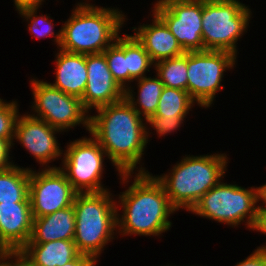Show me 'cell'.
<instances>
[{
  "instance_id": "34",
  "label": "cell",
  "mask_w": 266,
  "mask_h": 266,
  "mask_svg": "<svg viewBox=\"0 0 266 266\" xmlns=\"http://www.w3.org/2000/svg\"><path fill=\"white\" fill-rule=\"evenodd\" d=\"M92 261L93 260L89 256L80 254L77 258L61 266H88Z\"/></svg>"
},
{
  "instance_id": "24",
  "label": "cell",
  "mask_w": 266,
  "mask_h": 266,
  "mask_svg": "<svg viewBox=\"0 0 266 266\" xmlns=\"http://www.w3.org/2000/svg\"><path fill=\"white\" fill-rule=\"evenodd\" d=\"M126 64L129 70V86L135 80L141 79L144 76L150 74L152 76L150 71L154 69V63L143 45L132 33L126 34Z\"/></svg>"
},
{
  "instance_id": "4",
  "label": "cell",
  "mask_w": 266,
  "mask_h": 266,
  "mask_svg": "<svg viewBox=\"0 0 266 266\" xmlns=\"http://www.w3.org/2000/svg\"><path fill=\"white\" fill-rule=\"evenodd\" d=\"M221 152V153H220ZM186 155L171 164L170 170L155 175L163 185L171 205L179 212H189L199 199L226 177L229 155L220 151Z\"/></svg>"
},
{
  "instance_id": "6",
  "label": "cell",
  "mask_w": 266,
  "mask_h": 266,
  "mask_svg": "<svg viewBox=\"0 0 266 266\" xmlns=\"http://www.w3.org/2000/svg\"><path fill=\"white\" fill-rule=\"evenodd\" d=\"M224 179L207 191L188 213L232 228L244 224L250 231L260 205V188L253 185L245 188Z\"/></svg>"
},
{
  "instance_id": "11",
  "label": "cell",
  "mask_w": 266,
  "mask_h": 266,
  "mask_svg": "<svg viewBox=\"0 0 266 266\" xmlns=\"http://www.w3.org/2000/svg\"><path fill=\"white\" fill-rule=\"evenodd\" d=\"M150 5L185 52L204 51L202 0H155Z\"/></svg>"
},
{
  "instance_id": "29",
  "label": "cell",
  "mask_w": 266,
  "mask_h": 266,
  "mask_svg": "<svg viewBox=\"0 0 266 266\" xmlns=\"http://www.w3.org/2000/svg\"><path fill=\"white\" fill-rule=\"evenodd\" d=\"M235 264L234 266H266V242Z\"/></svg>"
},
{
  "instance_id": "33",
  "label": "cell",
  "mask_w": 266,
  "mask_h": 266,
  "mask_svg": "<svg viewBox=\"0 0 266 266\" xmlns=\"http://www.w3.org/2000/svg\"><path fill=\"white\" fill-rule=\"evenodd\" d=\"M46 0H13L15 11L19 12L27 8H40Z\"/></svg>"
},
{
  "instance_id": "16",
  "label": "cell",
  "mask_w": 266,
  "mask_h": 266,
  "mask_svg": "<svg viewBox=\"0 0 266 266\" xmlns=\"http://www.w3.org/2000/svg\"><path fill=\"white\" fill-rule=\"evenodd\" d=\"M148 13L146 18H152L147 20L150 24L137 23V27L134 26L130 30L143 45L153 63L183 55L185 51L166 24L153 11Z\"/></svg>"
},
{
  "instance_id": "30",
  "label": "cell",
  "mask_w": 266,
  "mask_h": 266,
  "mask_svg": "<svg viewBox=\"0 0 266 266\" xmlns=\"http://www.w3.org/2000/svg\"><path fill=\"white\" fill-rule=\"evenodd\" d=\"M12 143L9 140L0 138V171L15 165L12 153Z\"/></svg>"
},
{
  "instance_id": "19",
  "label": "cell",
  "mask_w": 266,
  "mask_h": 266,
  "mask_svg": "<svg viewBox=\"0 0 266 266\" xmlns=\"http://www.w3.org/2000/svg\"><path fill=\"white\" fill-rule=\"evenodd\" d=\"M20 252L34 266H61L81 254L73 240L27 243Z\"/></svg>"
},
{
  "instance_id": "27",
  "label": "cell",
  "mask_w": 266,
  "mask_h": 266,
  "mask_svg": "<svg viewBox=\"0 0 266 266\" xmlns=\"http://www.w3.org/2000/svg\"><path fill=\"white\" fill-rule=\"evenodd\" d=\"M19 100L6 101L0 97V138L9 140L13 144L15 124L20 114Z\"/></svg>"
},
{
  "instance_id": "10",
  "label": "cell",
  "mask_w": 266,
  "mask_h": 266,
  "mask_svg": "<svg viewBox=\"0 0 266 266\" xmlns=\"http://www.w3.org/2000/svg\"><path fill=\"white\" fill-rule=\"evenodd\" d=\"M238 57L226 51L187 52V92L202 109H210L225 86L224 74L234 70Z\"/></svg>"
},
{
  "instance_id": "15",
  "label": "cell",
  "mask_w": 266,
  "mask_h": 266,
  "mask_svg": "<svg viewBox=\"0 0 266 266\" xmlns=\"http://www.w3.org/2000/svg\"><path fill=\"white\" fill-rule=\"evenodd\" d=\"M30 202L0 203V251H20L30 240Z\"/></svg>"
},
{
  "instance_id": "21",
  "label": "cell",
  "mask_w": 266,
  "mask_h": 266,
  "mask_svg": "<svg viewBox=\"0 0 266 266\" xmlns=\"http://www.w3.org/2000/svg\"><path fill=\"white\" fill-rule=\"evenodd\" d=\"M18 165L0 171V203L30 202V168Z\"/></svg>"
},
{
  "instance_id": "37",
  "label": "cell",
  "mask_w": 266,
  "mask_h": 266,
  "mask_svg": "<svg viewBox=\"0 0 266 266\" xmlns=\"http://www.w3.org/2000/svg\"><path fill=\"white\" fill-rule=\"evenodd\" d=\"M98 262L100 261L93 260L88 266H96L98 265Z\"/></svg>"
},
{
  "instance_id": "12",
  "label": "cell",
  "mask_w": 266,
  "mask_h": 266,
  "mask_svg": "<svg viewBox=\"0 0 266 266\" xmlns=\"http://www.w3.org/2000/svg\"><path fill=\"white\" fill-rule=\"evenodd\" d=\"M60 134L64 135L61 130L25 112L17 118L12 149L19 143L33 156L40 169L59 168L53 162L62 160L63 148L57 139Z\"/></svg>"
},
{
  "instance_id": "17",
  "label": "cell",
  "mask_w": 266,
  "mask_h": 266,
  "mask_svg": "<svg viewBox=\"0 0 266 266\" xmlns=\"http://www.w3.org/2000/svg\"><path fill=\"white\" fill-rule=\"evenodd\" d=\"M57 50V51H56ZM55 50V80L50 84L62 92L82 98L87 85L86 54Z\"/></svg>"
},
{
  "instance_id": "2",
  "label": "cell",
  "mask_w": 266,
  "mask_h": 266,
  "mask_svg": "<svg viewBox=\"0 0 266 266\" xmlns=\"http://www.w3.org/2000/svg\"><path fill=\"white\" fill-rule=\"evenodd\" d=\"M94 111V114L90 113L92 115L88 134L104 149L117 175L149 172L142 161L149 144L146 120L125 98Z\"/></svg>"
},
{
  "instance_id": "28",
  "label": "cell",
  "mask_w": 266,
  "mask_h": 266,
  "mask_svg": "<svg viewBox=\"0 0 266 266\" xmlns=\"http://www.w3.org/2000/svg\"><path fill=\"white\" fill-rule=\"evenodd\" d=\"M186 118L187 117L165 118V117L151 115L146 120L148 143H150V141L152 140L151 139L152 136L155 134L158 138L164 137V139L165 135L166 136L169 134L172 135L174 134V132L176 134L179 130H181L180 128L184 126Z\"/></svg>"
},
{
  "instance_id": "38",
  "label": "cell",
  "mask_w": 266,
  "mask_h": 266,
  "mask_svg": "<svg viewBox=\"0 0 266 266\" xmlns=\"http://www.w3.org/2000/svg\"><path fill=\"white\" fill-rule=\"evenodd\" d=\"M168 265H163V266H177V265H175V263H174V265H172L173 263H171L170 265H169V263H167ZM178 266H180V265H178ZM182 266V265H181ZM184 266V265H183ZM185 266H189L188 264L187 265H185ZM190 266H195V265H190ZM197 266H199L198 264H197Z\"/></svg>"
},
{
  "instance_id": "1",
  "label": "cell",
  "mask_w": 266,
  "mask_h": 266,
  "mask_svg": "<svg viewBox=\"0 0 266 266\" xmlns=\"http://www.w3.org/2000/svg\"><path fill=\"white\" fill-rule=\"evenodd\" d=\"M118 179L126 189L115 194L118 236L160 239L169 232L173 226L171 216L177 210L155 176L151 172L121 173Z\"/></svg>"
},
{
  "instance_id": "31",
  "label": "cell",
  "mask_w": 266,
  "mask_h": 266,
  "mask_svg": "<svg viewBox=\"0 0 266 266\" xmlns=\"http://www.w3.org/2000/svg\"><path fill=\"white\" fill-rule=\"evenodd\" d=\"M251 231L259 232L263 235H266V208L261 205H259L258 207L256 219L250 232Z\"/></svg>"
},
{
  "instance_id": "20",
  "label": "cell",
  "mask_w": 266,
  "mask_h": 266,
  "mask_svg": "<svg viewBox=\"0 0 266 266\" xmlns=\"http://www.w3.org/2000/svg\"><path fill=\"white\" fill-rule=\"evenodd\" d=\"M134 84V85H133ZM137 93L134 92L136 91ZM164 84L159 77L154 74L144 76L135 80L124 92L125 100L139 113V115L147 120L151 115L156 113Z\"/></svg>"
},
{
  "instance_id": "9",
  "label": "cell",
  "mask_w": 266,
  "mask_h": 266,
  "mask_svg": "<svg viewBox=\"0 0 266 266\" xmlns=\"http://www.w3.org/2000/svg\"><path fill=\"white\" fill-rule=\"evenodd\" d=\"M89 135L70 140L66 146L64 145L62 160L58 167L77 193L111 190L102 181L103 174H106L105 160L109 159L99 142Z\"/></svg>"
},
{
  "instance_id": "26",
  "label": "cell",
  "mask_w": 266,
  "mask_h": 266,
  "mask_svg": "<svg viewBox=\"0 0 266 266\" xmlns=\"http://www.w3.org/2000/svg\"><path fill=\"white\" fill-rule=\"evenodd\" d=\"M122 34L103 51V54L114 80L125 91L129 87V70L126 64V33Z\"/></svg>"
},
{
  "instance_id": "13",
  "label": "cell",
  "mask_w": 266,
  "mask_h": 266,
  "mask_svg": "<svg viewBox=\"0 0 266 266\" xmlns=\"http://www.w3.org/2000/svg\"><path fill=\"white\" fill-rule=\"evenodd\" d=\"M77 192L59 168L30 169L29 200L33 218L73 205Z\"/></svg>"
},
{
  "instance_id": "5",
  "label": "cell",
  "mask_w": 266,
  "mask_h": 266,
  "mask_svg": "<svg viewBox=\"0 0 266 266\" xmlns=\"http://www.w3.org/2000/svg\"><path fill=\"white\" fill-rule=\"evenodd\" d=\"M114 191L77 193L74 243L81 254L100 261L106 246L118 238Z\"/></svg>"
},
{
  "instance_id": "14",
  "label": "cell",
  "mask_w": 266,
  "mask_h": 266,
  "mask_svg": "<svg viewBox=\"0 0 266 266\" xmlns=\"http://www.w3.org/2000/svg\"><path fill=\"white\" fill-rule=\"evenodd\" d=\"M87 85L82 95L84 107L95 109L124 99V90L114 80L103 53L86 54Z\"/></svg>"
},
{
  "instance_id": "18",
  "label": "cell",
  "mask_w": 266,
  "mask_h": 266,
  "mask_svg": "<svg viewBox=\"0 0 266 266\" xmlns=\"http://www.w3.org/2000/svg\"><path fill=\"white\" fill-rule=\"evenodd\" d=\"M74 235L75 210L72 205L52 214L33 218L32 233L27 243L73 240Z\"/></svg>"
},
{
  "instance_id": "36",
  "label": "cell",
  "mask_w": 266,
  "mask_h": 266,
  "mask_svg": "<svg viewBox=\"0 0 266 266\" xmlns=\"http://www.w3.org/2000/svg\"><path fill=\"white\" fill-rule=\"evenodd\" d=\"M0 266H7V251H0Z\"/></svg>"
},
{
  "instance_id": "25",
  "label": "cell",
  "mask_w": 266,
  "mask_h": 266,
  "mask_svg": "<svg viewBox=\"0 0 266 266\" xmlns=\"http://www.w3.org/2000/svg\"><path fill=\"white\" fill-rule=\"evenodd\" d=\"M153 70L164 86L187 91V52L157 62Z\"/></svg>"
},
{
  "instance_id": "23",
  "label": "cell",
  "mask_w": 266,
  "mask_h": 266,
  "mask_svg": "<svg viewBox=\"0 0 266 266\" xmlns=\"http://www.w3.org/2000/svg\"><path fill=\"white\" fill-rule=\"evenodd\" d=\"M38 11H41L40 8H27L17 13L22 18L23 22H26V29L33 38H37V40L47 37L52 38L51 41L54 42L53 45L55 44L57 47L56 49H58L61 43V28L55 30L54 27L58 25L54 23V18L50 16L51 14H42Z\"/></svg>"
},
{
  "instance_id": "32",
  "label": "cell",
  "mask_w": 266,
  "mask_h": 266,
  "mask_svg": "<svg viewBox=\"0 0 266 266\" xmlns=\"http://www.w3.org/2000/svg\"><path fill=\"white\" fill-rule=\"evenodd\" d=\"M7 266H34L20 251H7Z\"/></svg>"
},
{
  "instance_id": "7",
  "label": "cell",
  "mask_w": 266,
  "mask_h": 266,
  "mask_svg": "<svg viewBox=\"0 0 266 266\" xmlns=\"http://www.w3.org/2000/svg\"><path fill=\"white\" fill-rule=\"evenodd\" d=\"M240 0H202L204 50L239 55L238 41L249 31L253 10Z\"/></svg>"
},
{
  "instance_id": "35",
  "label": "cell",
  "mask_w": 266,
  "mask_h": 266,
  "mask_svg": "<svg viewBox=\"0 0 266 266\" xmlns=\"http://www.w3.org/2000/svg\"><path fill=\"white\" fill-rule=\"evenodd\" d=\"M260 188V205L266 208V182L259 186Z\"/></svg>"
},
{
  "instance_id": "3",
  "label": "cell",
  "mask_w": 266,
  "mask_h": 266,
  "mask_svg": "<svg viewBox=\"0 0 266 266\" xmlns=\"http://www.w3.org/2000/svg\"><path fill=\"white\" fill-rule=\"evenodd\" d=\"M79 1L73 6L69 18L60 23L59 48L78 54L103 53L124 31L122 28L130 20L128 14L117 6L103 7L93 1Z\"/></svg>"
},
{
  "instance_id": "8",
  "label": "cell",
  "mask_w": 266,
  "mask_h": 266,
  "mask_svg": "<svg viewBox=\"0 0 266 266\" xmlns=\"http://www.w3.org/2000/svg\"><path fill=\"white\" fill-rule=\"evenodd\" d=\"M29 79L33 96L28 111L31 116L44 120L63 133L77 126L84 127L89 133L91 114L81 99L53 87L47 80H39L36 76Z\"/></svg>"
},
{
  "instance_id": "22",
  "label": "cell",
  "mask_w": 266,
  "mask_h": 266,
  "mask_svg": "<svg viewBox=\"0 0 266 266\" xmlns=\"http://www.w3.org/2000/svg\"><path fill=\"white\" fill-rule=\"evenodd\" d=\"M195 105L187 91L164 86L154 115L165 118L187 117Z\"/></svg>"
}]
</instances>
